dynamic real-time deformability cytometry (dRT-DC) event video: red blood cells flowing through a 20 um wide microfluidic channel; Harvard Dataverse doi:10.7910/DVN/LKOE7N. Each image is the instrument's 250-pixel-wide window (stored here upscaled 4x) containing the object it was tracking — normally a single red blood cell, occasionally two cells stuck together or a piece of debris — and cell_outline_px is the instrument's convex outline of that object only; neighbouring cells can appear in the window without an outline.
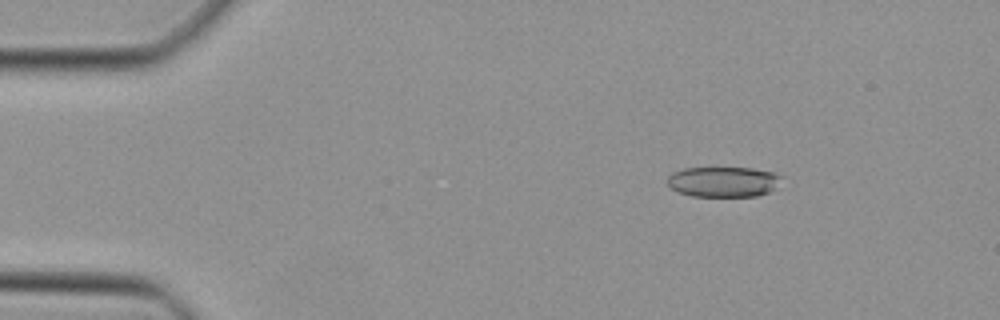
{"species": "Egyptian fruit bat (a non-hibernating species)", "species_latin": "Rousettus aegyptiacus", "temperature_condition": "cold", "stored_images_in_passage": 12, "camera_frame_rate_fps": 3000, "um_per_image_px": 0.085, "animal": {"sex": "female"}, "frame": {"image": 1, "passage_image": 7, "time_ms": 2.0, "image_size_px": [1000, 320], "cell_outline_px": [[784, 176], [776, 188], [768, 192], [756, 196], [692, 196], [676, 192], [668, 184], [668, 176], [672, 172], [684, 168], [752, 168], [772, 172]], "centroid_in_image_um": [61.49, 15.45], "position_along_channel_um": 23.5, "area_um2": 20.29}}